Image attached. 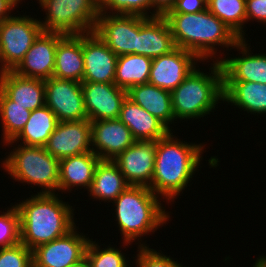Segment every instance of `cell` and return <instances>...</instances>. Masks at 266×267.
<instances>
[{
    "label": "cell",
    "instance_id": "1",
    "mask_svg": "<svg viewBox=\"0 0 266 267\" xmlns=\"http://www.w3.org/2000/svg\"><path fill=\"white\" fill-rule=\"evenodd\" d=\"M15 206L20 217V243L30 250L65 236L76 226L74 209L58 193L31 195Z\"/></svg>",
    "mask_w": 266,
    "mask_h": 267
},
{
    "label": "cell",
    "instance_id": "2",
    "mask_svg": "<svg viewBox=\"0 0 266 267\" xmlns=\"http://www.w3.org/2000/svg\"><path fill=\"white\" fill-rule=\"evenodd\" d=\"M178 140L172 131L157 140L153 178L149 186L157 196L164 197L168 202H173L188 187L196 173L194 171L200 166V155L204 151L201 143Z\"/></svg>",
    "mask_w": 266,
    "mask_h": 267
},
{
    "label": "cell",
    "instance_id": "3",
    "mask_svg": "<svg viewBox=\"0 0 266 267\" xmlns=\"http://www.w3.org/2000/svg\"><path fill=\"white\" fill-rule=\"evenodd\" d=\"M164 17L170 26L176 47L193 53L203 62L213 56L215 58L216 46L230 47L231 50L240 40L208 9L190 14L167 13Z\"/></svg>",
    "mask_w": 266,
    "mask_h": 267
},
{
    "label": "cell",
    "instance_id": "4",
    "mask_svg": "<svg viewBox=\"0 0 266 267\" xmlns=\"http://www.w3.org/2000/svg\"><path fill=\"white\" fill-rule=\"evenodd\" d=\"M159 197L149 187L130 185L114 200L115 217L125 246L167 223L170 216Z\"/></svg>",
    "mask_w": 266,
    "mask_h": 267
},
{
    "label": "cell",
    "instance_id": "5",
    "mask_svg": "<svg viewBox=\"0 0 266 267\" xmlns=\"http://www.w3.org/2000/svg\"><path fill=\"white\" fill-rule=\"evenodd\" d=\"M211 66V73L208 74L195 67L184 81L171 91L175 121L178 118L199 119L210 115L216 104L223 101V74L220 63L213 60Z\"/></svg>",
    "mask_w": 266,
    "mask_h": 267
},
{
    "label": "cell",
    "instance_id": "6",
    "mask_svg": "<svg viewBox=\"0 0 266 267\" xmlns=\"http://www.w3.org/2000/svg\"><path fill=\"white\" fill-rule=\"evenodd\" d=\"M8 155L2 166L15 181L38 185L42 188L38 194L59 191V160L51 156L45 147L20 143Z\"/></svg>",
    "mask_w": 266,
    "mask_h": 267
},
{
    "label": "cell",
    "instance_id": "7",
    "mask_svg": "<svg viewBox=\"0 0 266 267\" xmlns=\"http://www.w3.org/2000/svg\"><path fill=\"white\" fill-rule=\"evenodd\" d=\"M45 9V21H39L43 32L79 35L94 32L99 0H38Z\"/></svg>",
    "mask_w": 266,
    "mask_h": 267
},
{
    "label": "cell",
    "instance_id": "8",
    "mask_svg": "<svg viewBox=\"0 0 266 267\" xmlns=\"http://www.w3.org/2000/svg\"><path fill=\"white\" fill-rule=\"evenodd\" d=\"M40 20L11 16L0 23V73L13 71L43 32Z\"/></svg>",
    "mask_w": 266,
    "mask_h": 267
},
{
    "label": "cell",
    "instance_id": "9",
    "mask_svg": "<svg viewBox=\"0 0 266 267\" xmlns=\"http://www.w3.org/2000/svg\"><path fill=\"white\" fill-rule=\"evenodd\" d=\"M45 105L58 122L88 120L81 82L51 77L45 80Z\"/></svg>",
    "mask_w": 266,
    "mask_h": 267
},
{
    "label": "cell",
    "instance_id": "10",
    "mask_svg": "<svg viewBox=\"0 0 266 267\" xmlns=\"http://www.w3.org/2000/svg\"><path fill=\"white\" fill-rule=\"evenodd\" d=\"M76 228L33 249V267H70L84 259L90 239L77 233Z\"/></svg>",
    "mask_w": 266,
    "mask_h": 267
},
{
    "label": "cell",
    "instance_id": "11",
    "mask_svg": "<svg viewBox=\"0 0 266 267\" xmlns=\"http://www.w3.org/2000/svg\"><path fill=\"white\" fill-rule=\"evenodd\" d=\"M94 32L117 56L136 54L137 15L99 13Z\"/></svg>",
    "mask_w": 266,
    "mask_h": 267
},
{
    "label": "cell",
    "instance_id": "12",
    "mask_svg": "<svg viewBox=\"0 0 266 267\" xmlns=\"http://www.w3.org/2000/svg\"><path fill=\"white\" fill-rule=\"evenodd\" d=\"M84 107L88 120L99 121L119 118L127 90L115 83L81 82Z\"/></svg>",
    "mask_w": 266,
    "mask_h": 267
},
{
    "label": "cell",
    "instance_id": "13",
    "mask_svg": "<svg viewBox=\"0 0 266 267\" xmlns=\"http://www.w3.org/2000/svg\"><path fill=\"white\" fill-rule=\"evenodd\" d=\"M45 149L58 160L92 152L91 122L89 120L58 122Z\"/></svg>",
    "mask_w": 266,
    "mask_h": 267
},
{
    "label": "cell",
    "instance_id": "14",
    "mask_svg": "<svg viewBox=\"0 0 266 267\" xmlns=\"http://www.w3.org/2000/svg\"><path fill=\"white\" fill-rule=\"evenodd\" d=\"M156 143L157 141H135L113 160L129 185L146 187L151 185Z\"/></svg>",
    "mask_w": 266,
    "mask_h": 267
},
{
    "label": "cell",
    "instance_id": "15",
    "mask_svg": "<svg viewBox=\"0 0 266 267\" xmlns=\"http://www.w3.org/2000/svg\"><path fill=\"white\" fill-rule=\"evenodd\" d=\"M198 61L193 53L176 47L170 53L152 59L148 83L172 91L184 81Z\"/></svg>",
    "mask_w": 266,
    "mask_h": 267
},
{
    "label": "cell",
    "instance_id": "16",
    "mask_svg": "<svg viewBox=\"0 0 266 267\" xmlns=\"http://www.w3.org/2000/svg\"><path fill=\"white\" fill-rule=\"evenodd\" d=\"M64 36L59 32H42L13 72L28 78L50 79L55 68L57 43Z\"/></svg>",
    "mask_w": 266,
    "mask_h": 267
},
{
    "label": "cell",
    "instance_id": "17",
    "mask_svg": "<svg viewBox=\"0 0 266 267\" xmlns=\"http://www.w3.org/2000/svg\"><path fill=\"white\" fill-rule=\"evenodd\" d=\"M83 81L114 83L118 56L95 33L83 34Z\"/></svg>",
    "mask_w": 266,
    "mask_h": 267
},
{
    "label": "cell",
    "instance_id": "18",
    "mask_svg": "<svg viewBox=\"0 0 266 267\" xmlns=\"http://www.w3.org/2000/svg\"><path fill=\"white\" fill-rule=\"evenodd\" d=\"M92 152L101 160H114L136 140L118 118L91 121Z\"/></svg>",
    "mask_w": 266,
    "mask_h": 267
},
{
    "label": "cell",
    "instance_id": "19",
    "mask_svg": "<svg viewBox=\"0 0 266 267\" xmlns=\"http://www.w3.org/2000/svg\"><path fill=\"white\" fill-rule=\"evenodd\" d=\"M175 48L170 26L164 16L146 18L137 15L136 54L154 59Z\"/></svg>",
    "mask_w": 266,
    "mask_h": 267
},
{
    "label": "cell",
    "instance_id": "20",
    "mask_svg": "<svg viewBox=\"0 0 266 267\" xmlns=\"http://www.w3.org/2000/svg\"><path fill=\"white\" fill-rule=\"evenodd\" d=\"M245 39H240L234 48L238 49L242 56L235 58H220L219 61L223 81H246L266 84V54L250 53Z\"/></svg>",
    "mask_w": 266,
    "mask_h": 267
},
{
    "label": "cell",
    "instance_id": "21",
    "mask_svg": "<svg viewBox=\"0 0 266 267\" xmlns=\"http://www.w3.org/2000/svg\"><path fill=\"white\" fill-rule=\"evenodd\" d=\"M0 89L29 111L45 105V80L23 77L13 71L0 73Z\"/></svg>",
    "mask_w": 266,
    "mask_h": 267
},
{
    "label": "cell",
    "instance_id": "22",
    "mask_svg": "<svg viewBox=\"0 0 266 267\" xmlns=\"http://www.w3.org/2000/svg\"><path fill=\"white\" fill-rule=\"evenodd\" d=\"M118 119L130 129L136 141H157L172 130L128 97L122 103Z\"/></svg>",
    "mask_w": 266,
    "mask_h": 267
},
{
    "label": "cell",
    "instance_id": "23",
    "mask_svg": "<svg viewBox=\"0 0 266 267\" xmlns=\"http://www.w3.org/2000/svg\"><path fill=\"white\" fill-rule=\"evenodd\" d=\"M83 76V34L65 35L57 43L55 68L52 77L82 82Z\"/></svg>",
    "mask_w": 266,
    "mask_h": 267
},
{
    "label": "cell",
    "instance_id": "24",
    "mask_svg": "<svg viewBox=\"0 0 266 267\" xmlns=\"http://www.w3.org/2000/svg\"><path fill=\"white\" fill-rule=\"evenodd\" d=\"M101 159L93 152L82 153L59 160V190L73 187L90 189L97 164ZM72 186V188H71Z\"/></svg>",
    "mask_w": 266,
    "mask_h": 267
},
{
    "label": "cell",
    "instance_id": "25",
    "mask_svg": "<svg viewBox=\"0 0 266 267\" xmlns=\"http://www.w3.org/2000/svg\"><path fill=\"white\" fill-rule=\"evenodd\" d=\"M127 97L144 108L149 114L157 117L169 129L170 123H174L171 91L145 83L132 86L127 91Z\"/></svg>",
    "mask_w": 266,
    "mask_h": 267
},
{
    "label": "cell",
    "instance_id": "26",
    "mask_svg": "<svg viewBox=\"0 0 266 267\" xmlns=\"http://www.w3.org/2000/svg\"><path fill=\"white\" fill-rule=\"evenodd\" d=\"M234 104L250 114L266 115V84L246 81H223V102Z\"/></svg>",
    "mask_w": 266,
    "mask_h": 267
},
{
    "label": "cell",
    "instance_id": "27",
    "mask_svg": "<svg viewBox=\"0 0 266 267\" xmlns=\"http://www.w3.org/2000/svg\"><path fill=\"white\" fill-rule=\"evenodd\" d=\"M129 186L113 160H100L88 192L99 201L112 202Z\"/></svg>",
    "mask_w": 266,
    "mask_h": 267
},
{
    "label": "cell",
    "instance_id": "28",
    "mask_svg": "<svg viewBox=\"0 0 266 267\" xmlns=\"http://www.w3.org/2000/svg\"><path fill=\"white\" fill-rule=\"evenodd\" d=\"M58 124L56 115L46 105L33 110L22 131L5 145L17 143L21 139L22 145L45 147L49 137Z\"/></svg>",
    "mask_w": 266,
    "mask_h": 267
},
{
    "label": "cell",
    "instance_id": "29",
    "mask_svg": "<svg viewBox=\"0 0 266 267\" xmlns=\"http://www.w3.org/2000/svg\"><path fill=\"white\" fill-rule=\"evenodd\" d=\"M152 59L138 54L118 56L114 83L129 90L132 86L148 83Z\"/></svg>",
    "mask_w": 266,
    "mask_h": 267
},
{
    "label": "cell",
    "instance_id": "30",
    "mask_svg": "<svg viewBox=\"0 0 266 267\" xmlns=\"http://www.w3.org/2000/svg\"><path fill=\"white\" fill-rule=\"evenodd\" d=\"M246 0H207V9L227 25L240 39H245Z\"/></svg>",
    "mask_w": 266,
    "mask_h": 267
},
{
    "label": "cell",
    "instance_id": "31",
    "mask_svg": "<svg viewBox=\"0 0 266 267\" xmlns=\"http://www.w3.org/2000/svg\"><path fill=\"white\" fill-rule=\"evenodd\" d=\"M32 111L24 109L12 101L0 89V119L2 122L3 143L12 141L24 128Z\"/></svg>",
    "mask_w": 266,
    "mask_h": 267
},
{
    "label": "cell",
    "instance_id": "32",
    "mask_svg": "<svg viewBox=\"0 0 266 267\" xmlns=\"http://www.w3.org/2000/svg\"><path fill=\"white\" fill-rule=\"evenodd\" d=\"M96 241L89 240L85 257L89 261L90 267H126L129 266L125 255L121 250L108 246L100 249Z\"/></svg>",
    "mask_w": 266,
    "mask_h": 267
},
{
    "label": "cell",
    "instance_id": "33",
    "mask_svg": "<svg viewBox=\"0 0 266 267\" xmlns=\"http://www.w3.org/2000/svg\"><path fill=\"white\" fill-rule=\"evenodd\" d=\"M108 10L109 12H107ZM147 10H152L151 0H99L100 13L138 15L151 18Z\"/></svg>",
    "mask_w": 266,
    "mask_h": 267
},
{
    "label": "cell",
    "instance_id": "34",
    "mask_svg": "<svg viewBox=\"0 0 266 267\" xmlns=\"http://www.w3.org/2000/svg\"><path fill=\"white\" fill-rule=\"evenodd\" d=\"M20 243V217L13 205L7 212L0 214V248L11 247Z\"/></svg>",
    "mask_w": 266,
    "mask_h": 267
},
{
    "label": "cell",
    "instance_id": "35",
    "mask_svg": "<svg viewBox=\"0 0 266 267\" xmlns=\"http://www.w3.org/2000/svg\"><path fill=\"white\" fill-rule=\"evenodd\" d=\"M0 267H33L32 250L22 243L0 248Z\"/></svg>",
    "mask_w": 266,
    "mask_h": 267
},
{
    "label": "cell",
    "instance_id": "36",
    "mask_svg": "<svg viewBox=\"0 0 266 267\" xmlns=\"http://www.w3.org/2000/svg\"><path fill=\"white\" fill-rule=\"evenodd\" d=\"M138 254L136 261V267H183L177 261H174L170 256H165L163 253L157 252L154 249L149 248L145 243L138 245ZM185 267V266H184Z\"/></svg>",
    "mask_w": 266,
    "mask_h": 267
},
{
    "label": "cell",
    "instance_id": "37",
    "mask_svg": "<svg viewBox=\"0 0 266 267\" xmlns=\"http://www.w3.org/2000/svg\"><path fill=\"white\" fill-rule=\"evenodd\" d=\"M207 9V0H176L168 13H197Z\"/></svg>",
    "mask_w": 266,
    "mask_h": 267
},
{
    "label": "cell",
    "instance_id": "38",
    "mask_svg": "<svg viewBox=\"0 0 266 267\" xmlns=\"http://www.w3.org/2000/svg\"><path fill=\"white\" fill-rule=\"evenodd\" d=\"M245 8L247 21L266 23V0H246Z\"/></svg>",
    "mask_w": 266,
    "mask_h": 267
},
{
    "label": "cell",
    "instance_id": "39",
    "mask_svg": "<svg viewBox=\"0 0 266 267\" xmlns=\"http://www.w3.org/2000/svg\"><path fill=\"white\" fill-rule=\"evenodd\" d=\"M176 0H151V8L155 11L151 13V17L165 16L174 6Z\"/></svg>",
    "mask_w": 266,
    "mask_h": 267
},
{
    "label": "cell",
    "instance_id": "40",
    "mask_svg": "<svg viewBox=\"0 0 266 267\" xmlns=\"http://www.w3.org/2000/svg\"><path fill=\"white\" fill-rule=\"evenodd\" d=\"M21 0H0V23L11 17L10 15L11 10L20 3Z\"/></svg>",
    "mask_w": 266,
    "mask_h": 267
},
{
    "label": "cell",
    "instance_id": "41",
    "mask_svg": "<svg viewBox=\"0 0 266 267\" xmlns=\"http://www.w3.org/2000/svg\"><path fill=\"white\" fill-rule=\"evenodd\" d=\"M253 267H266V256H259Z\"/></svg>",
    "mask_w": 266,
    "mask_h": 267
},
{
    "label": "cell",
    "instance_id": "42",
    "mask_svg": "<svg viewBox=\"0 0 266 267\" xmlns=\"http://www.w3.org/2000/svg\"><path fill=\"white\" fill-rule=\"evenodd\" d=\"M70 267H90V264H89V261L87 260V258L85 257L80 262H78V263H76Z\"/></svg>",
    "mask_w": 266,
    "mask_h": 267
}]
</instances>
